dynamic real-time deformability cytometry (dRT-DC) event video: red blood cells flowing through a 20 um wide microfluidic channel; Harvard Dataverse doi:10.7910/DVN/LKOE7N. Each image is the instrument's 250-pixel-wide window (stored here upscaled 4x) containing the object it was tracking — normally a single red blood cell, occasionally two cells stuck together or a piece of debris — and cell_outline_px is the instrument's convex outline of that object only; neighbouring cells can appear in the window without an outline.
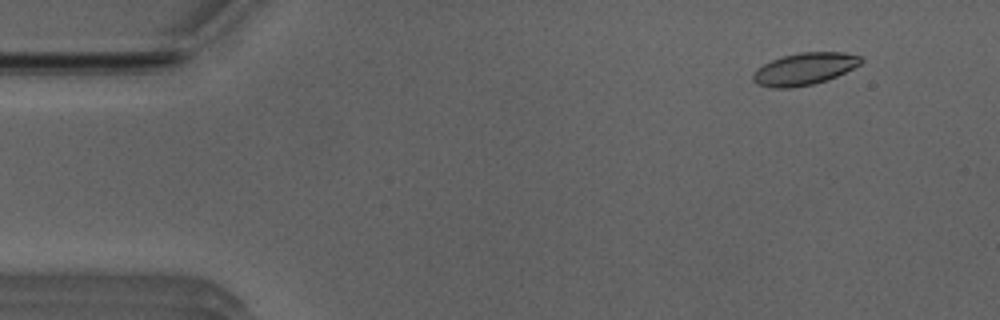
{"species": "Egyptian fruit bat (a non-hibernating species)", "species_latin": "Rousettus aegyptiacus", "temperature_condition": "room temperature", "stored_images_in_passage": 34, "camera_frame_rate_fps": 3000, "um_per_image_px": 0.085, "animal": {"sex": "male"}, "frame": {"image": 1, "passage_image": 1, "time_ms": 0.0, "image_size_px": [1000, 320], "cell_outline_px": [[864, 60], [860, 64], [836, 76], [812, 84], [792, 88], [772, 88], [756, 84], [752, 80], [752, 76], [756, 68], [772, 60], [784, 56], [800, 52], [844, 52], [860, 56]], "centroid_in_image_um": [68.34, 5.86], "position_along_channel_um": 16.7, "area_um2": 20.06}}
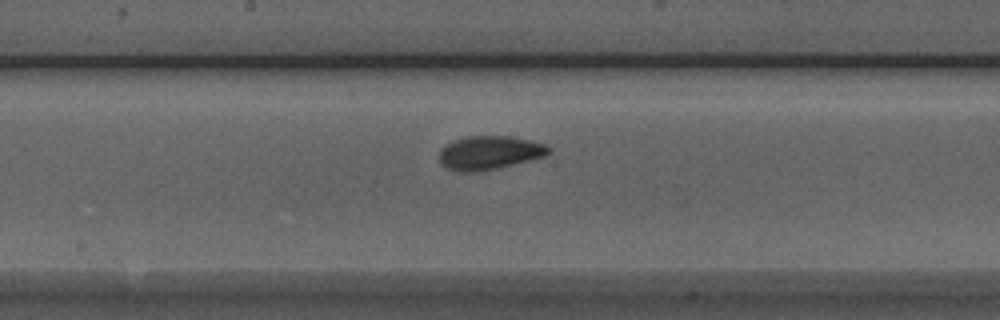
{"frame": {"image": 2, "passage_image": 23, "time_ms": 7.333, "image_size_px": [1000, 320], "cell_outline_px": [[552, 152], [544, 156], [496, 168], [476, 172], [460, 172], [444, 168], [440, 164], [440, 148], [452, 140], [468, 136], [508, 136], [532, 140], [544, 144], [552, 148]], "centroid_in_image_um": [41.57, 12.97], "position_along_channel_um": 206.6, "area_um2": 21.56}}
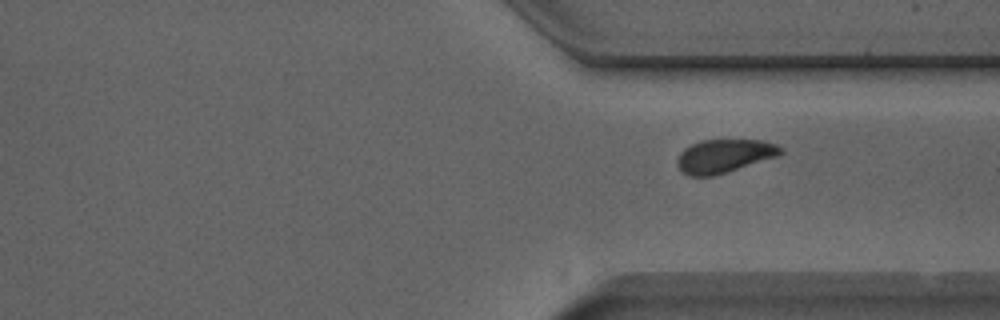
{"frame": {"image": 3, "passage_image": 34, "time_ms": 11.0, "image_size_px": [1000, 320], "cell_outline_px": [[784, 152], [776, 156], [712, 176], [688, 176], [680, 172], [676, 164], [676, 160], [680, 152], [684, 148], [700, 140], [764, 140], [776, 144], [784, 148]], "centroid_in_image_um": [61.51, 13.25], "position_along_channel_um": 349.9, "area_um2": 20.11}}